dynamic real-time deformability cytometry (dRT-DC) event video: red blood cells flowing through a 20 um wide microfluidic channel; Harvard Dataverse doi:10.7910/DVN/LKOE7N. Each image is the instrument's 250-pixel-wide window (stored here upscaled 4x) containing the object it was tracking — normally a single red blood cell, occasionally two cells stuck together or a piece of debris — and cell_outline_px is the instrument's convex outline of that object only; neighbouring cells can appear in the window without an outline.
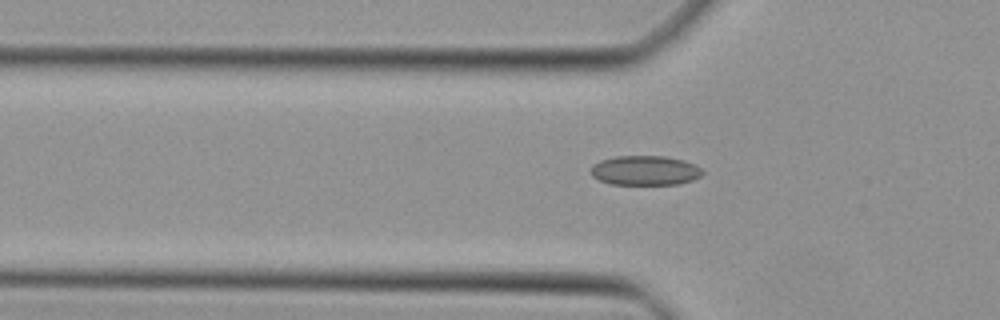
{"species": "Egyptian fruit bat (a non-hibernating species)", "species_latin": "Rousettus aegyptiacus", "temperature_condition": "cold", "stored_images_in_passage": 41, "camera_frame_rate_fps": 3000, "um_per_image_px": 0.085, "animal": {"sex": "female"}, "frame": {"image": 1, "passage_image": 15, "time_ms": 4.667, "image_size_px": [1000, 320], "cell_outline_px": [[704, 172], [700, 176], [692, 180], [680, 184], [612, 184], [600, 180], [592, 176], [592, 164], [600, 160], [616, 156], [664, 156], [684, 160], [696, 164]], "centroid_in_image_um": [54.85, 14.48], "position_along_channel_um": 71.0, "area_um2": 19.25}}
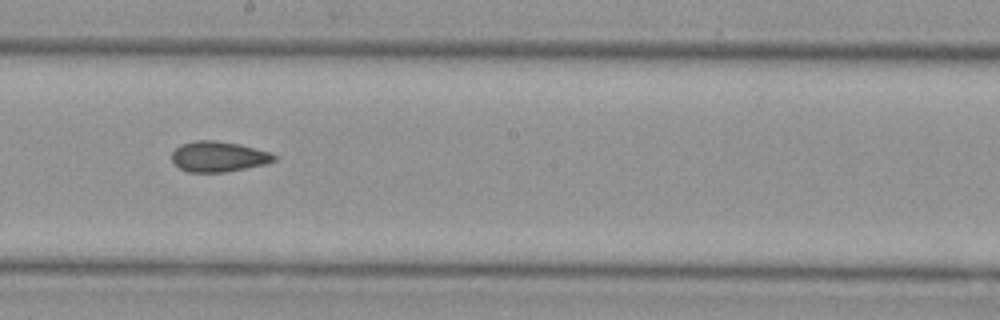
{"frame": {"image": 2, "passage_image": 26, "time_ms": 8.333, "image_size_px": [1000, 320], "cell_outline_px": [[276, 160], [264, 164], [224, 172], [188, 172], [180, 168], [172, 160], [172, 152], [180, 144], [192, 140], [216, 140], [240, 144], [268, 152], [276, 156]], "centroid_in_image_um": [18.53, 13.29], "position_along_channel_um": 229.7, "area_um2": 18.03}}
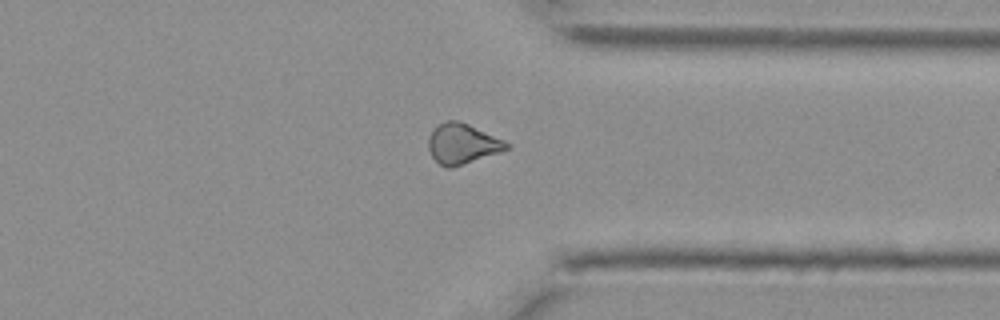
{"frame": {"image": 3, "passage_image": 36, "time_ms": 11.667, "image_size_px": [1000, 320], "cell_outline_px": [[512, 144], [508, 148], [500, 152], [448, 168], [440, 164], [432, 156], [428, 148], [428, 136], [432, 128], [436, 124], [448, 120], [460, 120], [504, 140]], "centroid_in_image_um": [39.27, 12.18], "position_along_channel_um": 372.1, "area_um2": 18.26}}